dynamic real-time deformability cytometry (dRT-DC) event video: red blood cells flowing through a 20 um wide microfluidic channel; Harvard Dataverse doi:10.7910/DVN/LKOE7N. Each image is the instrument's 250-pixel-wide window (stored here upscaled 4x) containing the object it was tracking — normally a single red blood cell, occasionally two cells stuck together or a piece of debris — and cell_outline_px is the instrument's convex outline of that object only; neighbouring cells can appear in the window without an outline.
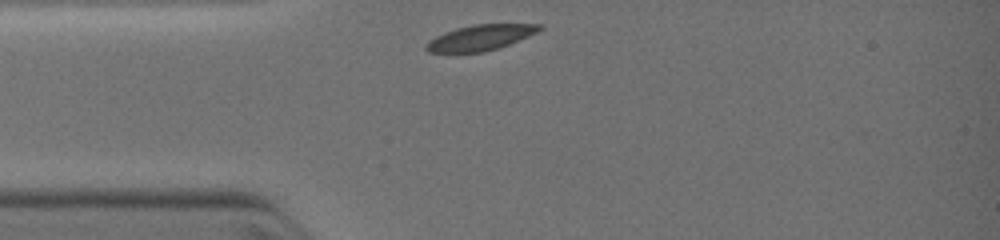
{"species": "common noctule bat (a hibernating species)", "species_latin": "Nyctalus noctula", "temperature_condition": "warm", "stored_images_in_passage": 24, "camera_frame_rate_fps": 3000, "um_per_image_px": 0.085, "animal": {"sex": "female", "body_mass_g": 19.0, "forearm_length_mm": 51.5}, "frame": {"image": 1, "passage_image": 1, "time_ms": 0.0, "image_size_px": [1000, 240], "cell_outline_px": [[544, 28], [536, 32], [500, 48], [484, 52], [428, 52], [424, 48], [428, 40], [444, 32], [456, 28], [472, 24], [540, 24]], "centroid_in_image_um": [40.8, 3.19], "position_along_channel_um": 44.2, "area_um2": 16.82}}
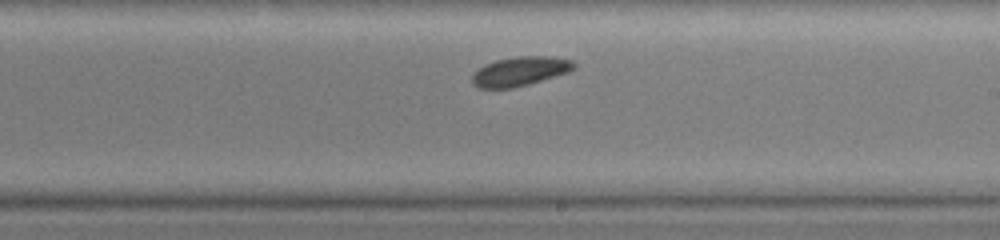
{"frame": {"image": 2, "passage_image": 14, "time_ms": 4.333, "image_size_px": [1000, 240], "cell_outline_px": [[576, 68], [568, 72], [556, 76], [528, 84], [512, 88], [480, 88], [472, 84], [472, 76], [484, 64], [496, 60], [516, 56], [548, 56], [572, 60], [576, 64]], "centroid_in_image_um": [44.22, 6.05], "position_along_channel_um": 244.8, "area_um2": 17.28}}
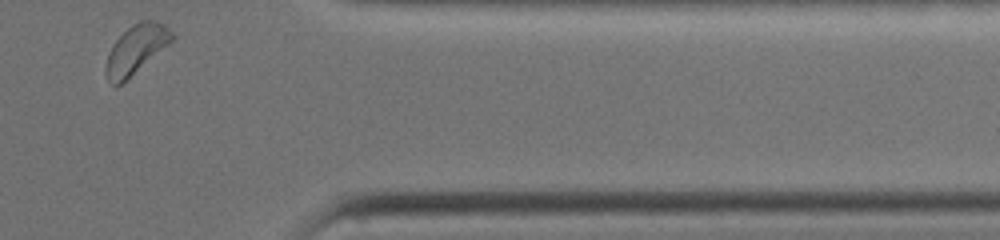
{"frame": {"image": 3, "passage_image": 24, "time_ms": 7.667, "image_size_px": [1000, 240], "cell_outline_px": [[176, 36], [172, 40], [120, 84], [112, 84], [108, 80], [108, 56], [116, 40], [132, 24], [140, 20], [156, 20], [164, 24]], "centroid_in_image_um": [11.61, 4.11], "position_along_channel_um": 399.8, "area_um2": 17.69}}